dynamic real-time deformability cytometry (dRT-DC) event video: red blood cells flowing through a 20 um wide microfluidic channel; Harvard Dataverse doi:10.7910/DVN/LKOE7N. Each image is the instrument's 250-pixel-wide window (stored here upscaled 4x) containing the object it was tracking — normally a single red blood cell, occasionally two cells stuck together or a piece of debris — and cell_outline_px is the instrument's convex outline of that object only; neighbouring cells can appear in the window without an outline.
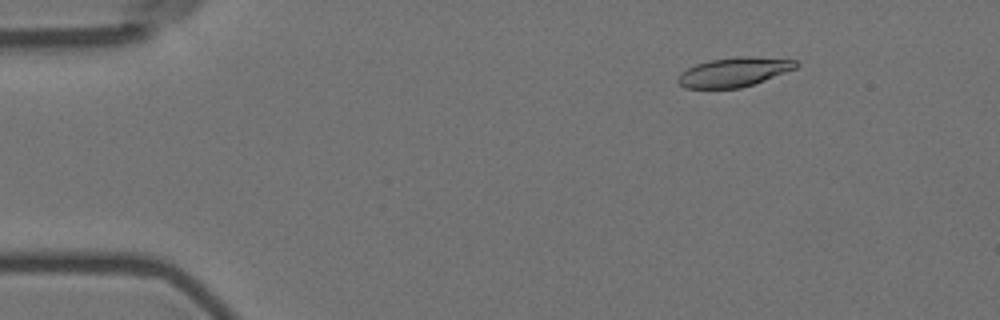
{"species": "Egyptian fruit bat (a non-hibernating species)", "species_latin": "Rousettus aegyptiacus", "temperature_condition": "room temperature", "stored_images_in_passage": 5, "camera_frame_rate_fps": 3000, "um_per_image_px": 0.085, "animal": {"sex": "female"}, "frame": {"image": 1, "passage_image": 3, "time_ms": 2.333, "image_size_px": [1000, 320], "cell_outline_px": [[800, 64], [796, 68], [764, 80], [740, 88], [684, 88], [676, 80], [680, 72], [696, 64], [712, 60], [736, 56], [756, 56], [796, 60]], "centroid_in_image_um": [62.39, 6.11], "position_along_channel_um": 22.6, "area_um2": 20.11}}